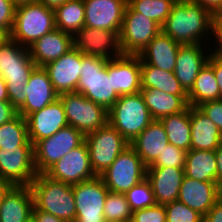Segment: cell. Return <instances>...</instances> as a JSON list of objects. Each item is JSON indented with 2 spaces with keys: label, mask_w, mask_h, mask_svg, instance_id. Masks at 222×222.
Listing matches in <instances>:
<instances>
[{
  "label": "cell",
  "mask_w": 222,
  "mask_h": 222,
  "mask_svg": "<svg viewBox=\"0 0 222 222\" xmlns=\"http://www.w3.org/2000/svg\"><path fill=\"white\" fill-rule=\"evenodd\" d=\"M166 222H203V215L178 200L165 205Z\"/></svg>",
  "instance_id": "f35d334b"
},
{
  "label": "cell",
  "mask_w": 222,
  "mask_h": 222,
  "mask_svg": "<svg viewBox=\"0 0 222 222\" xmlns=\"http://www.w3.org/2000/svg\"><path fill=\"white\" fill-rule=\"evenodd\" d=\"M26 121L29 140L33 145L68 126L64 107L59 98L43 109L30 114Z\"/></svg>",
  "instance_id": "d6986e66"
},
{
  "label": "cell",
  "mask_w": 222,
  "mask_h": 222,
  "mask_svg": "<svg viewBox=\"0 0 222 222\" xmlns=\"http://www.w3.org/2000/svg\"><path fill=\"white\" fill-rule=\"evenodd\" d=\"M36 67L28 48L12 38L0 44V76L6 82L9 102L17 110L25 102V86Z\"/></svg>",
  "instance_id": "7a4b0ae2"
},
{
  "label": "cell",
  "mask_w": 222,
  "mask_h": 222,
  "mask_svg": "<svg viewBox=\"0 0 222 222\" xmlns=\"http://www.w3.org/2000/svg\"><path fill=\"white\" fill-rule=\"evenodd\" d=\"M15 7L26 5L28 3L36 2V0H10Z\"/></svg>",
  "instance_id": "9f6ffc18"
},
{
  "label": "cell",
  "mask_w": 222,
  "mask_h": 222,
  "mask_svg": "<svg viewBox=\"0 0 222 222\" xmlns=\"http://www.w3.org/2000/svg\"><path fill=\"white\" fill-rule=\"evenodd\" d=\"M18 115L17 109L9 102H0V126Z\"/></svg>",
  "instance_id": "ee69618b"
},
{
  "label": "cell",
  "mask_w": 222,
  "mask_h": 222,
  "mask_svg": "<svg viewBox=\"0 0 222 222\" xmlns=\"http://www.w3.org/2000/svg\"><path fill=\"white\" fill-rule=\"evenodd\" d=\"M108 118L129 144L153 121L141 92L120 96L108 110Z\"/></svg>",
  "instance_id": "5b68a950"
},
{
  "label": "cell",
  "mask_w": 222,
  "mask_h": 222,
  "mask_svg": "<svg viewBox=\"0 0 222 222\" xmlns=\"http://www.w3.org/2000/svg\"><path fill=\"white\" fill-rule=\"evenodd\" d=\"M167 134L160 120H153L131 143L143 163L148 167L168 145Z\"/></svg>",
  "instance_id": "4316f807"
},
{
  "label": "cell",
  "mask_w": 222,
  "mask_h": 222,
  "mask_svg": "<svg viewBox=\"0 0 222 222\" xmlns=\"http://www.w3.org/2000/svg\"><path fill=\"white\" fill-rule=\"evenodd\" d=\"M191 149L215 151L222 143L219 128L197 107L190 106Z\"/></svg>",
  "instance_id": "83f0119b"
},
{
  "label": "cell",
  "mask_w": 222,
  "mask_h": 222,
  "mask_svg": "<svg viewBox=\"0 0 222 222\" xmlns=\"http://www.w3.org/2000/svg\"><path fill=\"white\" fill-rule=\"evenodd\" d=\"M22 145H33L29 140L27 121L18 114L9 122L0 126V149L18 148Z\"/></svg>",
  "instance_id": "e575fe53"
},
{
  "label": "cell",
  "mask_w": 222,
  "mask_h": 222,
  "mask_svg": "<svg viewBox=\"0 0 222 222\" xmlns=\"http://www.w3.org/2000/svg\"><path fill=\"white\" fill-rule=\"evenodd\" d=\"M141 94L153 120L185 111L188 95H173L154 88H141Z\"/></svg>",
  "instance_id": "f1b7e54d"
},
{
  "label": "cell",
  "mask_w": 222,
  "mask_h": 222,
  "mask_svg": "<svg viewBox=\"0 0 222 222\" xmlns=\"http://www.w3.org/2000/svg\"><path fill=\"white\" fill-rule=\"evenodd\" d=\"M203 44L181 45L176 58L174 74L188 93L194 85L200 70L208 62L210 54L204 53Z\"/></svg>",
  "instance_id": "cb8c5ba5"
},
{
  "label": "cell",
  "mask_w": 222,
  "mask_h": 222,
  "mask_svg": "<svg viewBox=\"0 0 222 222\" xmlns=\"http://www.w3.org/2000/svg\"><path fill=\"white\" fill-rule=\"evenodd\" d=\"M161 30L157 22L127 4L119 33L123 55H139Z\"/></svg>",
  "instance_id": "8fae6325"
},
{
  "label": "cell",
  "mask_w": 222,
  "mask_h": 222,
  "mask_svg": "<svg viewBox=\"0 0 222 222\" xmlns=\"http://www.w3.org/2000/svg\"><path fill=\"white\" fill-rule=\"evenodd\" d=\"M187 151L172 144H168L158 158L148 167H176L185 168Z\"/></svg>",
  "instance_id": "ab89813d"
},
{
  "label": "cell",
  "mask_w": 222,
  "mask_h": 222,
  "mask_svg": "<svg viewBox=\"0 0 222 222\" xmlns=\"http://www.w3.org/2000/svg\"><path fill=\"white\" fill-rule=\"evenodd\" d=\"M213 37L215 39V45H217V49L215 48L214 51L211 50L212 54L222 57V20H213Z\"/></svg>",
  "instance_id": "bcb514c9"
},
{
  "label": "cell",
  "mask_w": 222,
  "mask_h": 222,
  "mask_svg": "<svg viewBox=\"0 0 222 222\" xmlns=\"http://www.w3.org/2000/svg\"><path fill=\"white\" fill-rule=\"evenodd\" d=\"M222 197L216 182H205L184 177L178 201L205 216Z\"/></svg>",
  "instance_id": "7402d4cb"
},
{
  "label": "cell",
  "mask_w": 222,
  "mask_h": 222,
  "mask_svg": "<svg viewBox=\"0 0 222 222\" xmlns=\"http://www.w3.org/2000/svg\"><path fill=\"white\" fill-rule=\"evenodd\" d=\"M222 133V99L208 101L197 107Z\"/></svg>",
  "instance_id": "b9f144b4"
},
{
  "label": "cell",
  "mask_w": 222,
  "mask_h": 222,
  "mask_svg": "<svg viewBox=\"0 0 222 222\" xmlns=\"http://www.w3.org/2000/svg\"><path fill=\"white\" fill-rule=\"evenodd\" d=\"M29 186L33 195V210H42L67 222H75L76 203L72 185L41 173Z\"/></svg>",
  "instance_id": "3957f363"
},
{
  "label": "cell",
  "mask_w": 222,
  "mask_h": 222,
  "mask_svg": "<svg viewBox=\"0 0 222 222\" xmlns=\"http://www.w3.org/2000/svg\"><path fill=\"white\" fill-rule=\"evenodd\" d=\"M134 222H166L165 205L155 204L132 212Z\"/></svg>",
  "instance_id": "60d3db41"
},
{
  "label": "cell",
  "mask_w": 222,
  "mask_h": 222,
  "mask_svg": "<svg viewBox=\"0 0 222 222\" xmlns=\"http://www.w3.org/2000/svg\"><path fill=\"white\" fill-rule=\"evenodd\" d=\"M107 59L82 54L77 92L109 110L119 99L113 90L112 76H108Z\"/></svg>",
  "instance_id": "277c9868"
},
{
  "label": "cell",
  "mask_w": 222,
  "mask_h": 222,
  "mask_svg": "<svg viewBox=\"0 0 222 222\" xmlns=\"http://www.w3.org/2000/svg\"><path fill=\"white\" fill-rule=\"evenodd\" d=\"M81 62L82 53L78 49L72 48L59 59L43 66L48 72L53 88L58 95L77 92Z\"/></svg>",
  "instance_id": "e0dca14e"
},
{
  "label": "cell",
  "mask_w": 222,
  "mask_h": 222,
  "mask_svg": "<svg viewBox=\"0 0 222 222\" xmlns=\"http://www.w3.org/2000/svg\"><path fill=\"white\" fill-rule=\"evenodd\" d=\"M26 222H36L35 220H34V218L33 217H31L29 220H27Z\"/></svg>",
  "instance_id": "680465c9"
},
{
  "label": "cell",
  "mask_w": 222,
  "mask_h": 222,
  "mask_svg": "<svg viewBox=\"0 0 222 222\" xmlns=\"http://www.w3.org/2000/svg\"><path fill=\"white\" fill-rule=\"evenodd\" d=\"M85 27L120 33L127 0H83Z\"/></svg>",
  "instance_id": "2e32d148"
},
{
  "label": "cell",
  "mask_w": 222,
  "mask_h": 222,
  "mask_svg": "<svg viewBox=\"0 0 222 222\" xmlns=\"http://www.w3.org/2000/svg\"><path fill=\"white\" fill-rule=\"evenodd\" d=\"M24 92L27 94L24 104L17 110L25 119L58 99L48 72L43 67H36L26 83Z\"/></svg>",
  "instance_id": "ffe728a7"
},
{
  "label": "cell",
  "mask_w": 222,
  "mask_h": 222,
  "mask_svg": "<svg viewBox=\"0 0 222 222\" xmlns=\"http://www.w3.org/2000/svg\"><path fill=\"white\" fill-rule=\"evenodd\" d=\"M212 30L213 14L192 0H177L162 26L165 34L182 45L202 44Z\"/></svg>",
  "instance_id": "6da1fadb"
},
{
  "label": "cell",
  "mask_w": 222,
  "mask_h": 222,
  "mask_svg": "<svg viewBox=\"0 0 222 222\" xmlns=\"http://www.w3.org/2000/svg\"><path fill=\"white\" fill-rule=\"evenodd\" d=\"M207 63L213 68L217 79V84L220 87V95L222 99V57L210 53Z\"/></svg>",
  "instance_id": "f6af8a7d"
},
{
  "label": "cell",
  "mask_w": 222,
  "mask_h": 222,
  "mask_svg": "<svg viewBox=\"0 0 222 222\" xmlns=\"http://www.w3.org/2000/svg\"><path fill=\"white\" fill-rule=\"evenodd\" d=\"M192 1L199 3L202 7L209 10L212 14H214L222 4V0H192Z\"/></svg>",
  "instance_id": "f907efd6"
},
{
  "label": "cell",
  "mask_w": 222,
  "mask_h": 222,
  "mask_svg": "<svg viewBox=\"0 0 222 222\" xmlns=\"http://www.w3.org/2000/svg\"><path fill=\"white\" fill-rule=\"evenodd\" d=\"M84 141L85 136L69 125L61 128L51 137L37 141L33 145L34 166L37 173H45L58 160Z\"/></svg>",
  "instance_id": "30bf717a"
},
{
  "label": "cell",
  "mask_w": 222,
  "mask_h": 222,
  "mask_svg": "<svg viewBox=\"0 0 222 222\" xmlns=\"http://www.w3.org/2000/svg\"><path fill=\"white\" fill-rule=\"evenodd\" d=\"M147 166L129 145L99 177L110 192L126 193L146 178Z\"/></svg>",
  "instance_id": "ba28073f"
},
{
  "label": "cell",
  "mask_w": 222,
  "mask_h": 222,
  "mask_svg": "<svg viewBox=\"0 0 222 222\" xmlns=\"http://www.w3.org/2000/svg\"><path fill=\"white\" fill-rule=\"evenodd\" d=\"M69 0H36V2L45 5L47 8L55 10Z\"/></svg>",
  "instance_id": "816d5d0a"
},
{
  "label": "cell",
  "mask_w": 222,
  "mask_h": 222,
  "mask_svg": "<svg viewBox=\"0 0 222 222\" xmlns=\"http://www.w3.org/2000/svg\"><path fill=\"white\" fill-rule=\"evenodd\" d=\"M184 177V168L147 167L146 179L150 182L156 204L176 201Z\"/></svg>",
  "instance_id": "44dd1931"
},
{
  "label": "cell",
  "mask_w": 222,
  "mask_h": 222,
  "mask_svg": "<svg viewBox=\"0 0 222 222\" xmlns=\"http://www.w3.org/2000/svg\"><path fill=\"white\" fill-rule=\"evenodd\" d=\"M181 45L161 30L138 56L146 64L174 72Z\"/></svg>",
  "instance_id": "484cf974"
},
{
  "label": "cell",
  "mask_w": 222,
  "mask_h": 222,
  "mask_svg": "<svg viewBox=\"0 0 222 222\" xmlns=\"http://www.w3.org/2000/svg\"><path fill=\"white\" fill-rule=\"evenodd\" d=\"M12 187V185L2 179H0V203L4 197V195L7 193V191Z\"/></svg>",
  "instance_id": "db71d44e"
},
{
  "label": "cell",
  "mask_w": 222,
  "mask_h": 222,
  "mask_svg": "<svg viewBox=\"0 0 222 222\" xmlns=\"http://www.w3.org/2000/svg\"><path fill=\"white\" fill-rule=\"evenodd\" d=\"M219 99H221L220 87L215 73L213 68L206 63L188 92V104L191 107H198L202 103Z\"/></svg>",
  "instance_id": "1f68e13d"
},
{
  "label": "cell",
  "mask_w": 222,
  "mask_h": 222,
  "mask_svg": "<svg viewBox=\"0 0 222 222\" xmlns=\"http://www.w3.org/2000/svg\"><path fill=\"white\" fill-rule=\"evenodd\" d=\"M9 101L5 80L0 76V102Z\"/></svg>",
  "instance_id": "f5cc1de1"
},
{
  "label": "cell",
  "mask_w": 222,
  "mask_h": 222,
  "mask_svg": "<svg viewBox=\"0 0 222 222\" xmlns=\"http://www.w3.org/2000/svg\"><path fill=\"white\" fill-rule=\"evenodd\" d=\"M185 176L205 182H216L215 151L190 149L186 154Z\"/></svg>",
  "instance_id": "f546056e"
},
{
  "label": "cell",
  "mask_w": 222,
  "mask_h": 222,
  "mask_svg": "<svg viewBox=\"0 0 222 222\" xmlns=\"http://www.w3.org/2000/svg\"><path fill=\"white\" fill-rule=\"evenodd\" d=\"M215 156L217 160V176H216V184L218 186V190L222 195V143L215 150Z\"/></svg>",
  "instance_id": "681fc988"
},
{
  "label": "cell",
  "mask_w": 222,
  "mask_h": 222,
  "mask_svg": "<svg viewBox=\"0 0 222 222\" xmlns=\"http://www.w3.org/2000/svg\"><path fill=\"white\" fill-rule=\"evenodd\" d=\"M108 76H112L113 90L119 95L141 91V59L138 55H121L107 61Z\"/></svg>",
  "instance_id": "ac0fdd59"
},
{
  "label": "cell",
  "mask_w": 222,
  "mask_h": 222,
  "mask_svg": "<svg viewBox=\"0 0 222 222\" xmlns=\"http://www.w3.org/2000/svg\"><path fill=\"white\" fill-rule=\"evenodd\" d=\"M74 48L73 36L58 28L45 34L28 47L30 57L37 67L59 59Z\"/></svg>",
  "instance_id": "603a6c76"
},
{
  "label": "cell",
  "mask_w": 222,
  "mask_h": 222,
  "mask_svg": "<svg viewBox=\"0 0 222 222\" xmlns=\"http://www.w3.org/2000/svg\"><path fill=\"white\" fill-rule=\"evenodd\" d=\"M58 98L63 104L68 125L79 130L84 136L108 123V110L83 94L69 92L59 95Z\"/></svg>",
  "instance_id": "52a82bcc"
},
{
  "label": "cell",
  "mask_w": 222,
  "mask_h": 222,
  "mask_svg": "<svg viewBox=\"0 0 222 222\" xmlns=\"http://www.w3.org/2000/svg\"><path fill=\"white\" fill-rule=\"evenodd\" d=\"M32 217L36 222H67L42 210H33Z\"/></svg>",
  "instance_id": "c3c4849f"
},
{
  "label": "cell",
  "mask_w": 222,
  "mask_h": 222,
  "mask_svg": "<svg viewBox=\"0 0 222 222\" xmlns=\"http://www.w3.org/2000/svg\"><path fill=\"white\" fill-rule=\"evenodd\" d=\"M45 174L70 185L88 181L97 176L93 172L85 141L58 160Z\"/></svg>",
  "instance_id": "5bb4252c"
},
{
  "label": "cell",
  "mask_w": 222,
  "mask_h": 222,
  "mask_svg": "<svg viewBox=\"0 0 222 222\" xmlns=\"http://www.w3.org/2000/svg\"><path fill=\"white\" fill-rule=\"evenodd\" d=\"M213 20H222V4L213 14Z\"/></svg>",
  "instance_id": "6f0895ef"
},
{
  "label": "cell",
  "mask_w": 222,
  "mask_h": 222,
  "mask_svg": "<svg viewBox=\"0 0 222 222\" xmlns=\"http://www.w3.org/2000/svg\"><path fill=\"white\" fill-rule=\"evenodd\" d=\"M93 172L99 176L115 161L130 144L108 122L95 132L85 136Z\"/></svg>",
  "instance_id": "9c48e42d"
},
{
  "label": "cell",
  "mask_w": 222,
  "mask_h": 222,
  "mask_svg": "<svg viewBox=\"0 0 222 222\" xmlns=\"http://www.w3.org/2000/svg\"><path fill=\"white\" fill-rule=\"evenodd\" d=\"M125 195L132 212L156 204L150 182L146 178L134 185Z\"/></svg>",
  "instance_id": "74e56055"
},
{
  "label": "cell",
  "mask_w": 222,
  "mask_h": 222,
  "mask_svg": "<svg viewBox=\"0 0 222 222\" xmlns=\"http://www.w3.org/2000/svg\"><path fill=\"white\" fill-rule=\"evenodd\" d=\"M10 38V33L0 26V44L4 43L7 39Z\"/></svg>",
  "instance_id": "11a10c76"
},
{
  "label": "cell",
  "mask_w": 222,
  "mask_h": 222,
  "mask_svg": "<svg viewBox=\"0 0 222 222\" xmlns=\"http://www.w3.org/2000/svg\"><path fill=\"white\" fill-rule=\"evenodd\" d=\"M55 28L72 36L84 27L83 0H69L54 10Z\"/></svg>",
  "instance_id": "836d02e7"
},
{
  "label": "cell",
  "mask_w": 222,
  "mask_h": 222,
  "mask_svg": "<svg viewBox=\"0 0 222 222\" xmlns=\"http://www.w3.org/2000/svg\"><path fill=\"white\" fill-rule=\"evenodd\" d=\"M203 222H222V197L203 217Z\"/></svg>",
  "instance_id": "7dc6e473"
},
{
  "label": "cell",
  "mask_w": 222,
  "mask_h": 222,
  "mask_svg": "<svg viewBox=\"0 0 222 222\" xmlns=\"http://www.w3.org/2000/svg\"><path fill=\"white\" fill-rule=\"evenodd\" d=\"M141 88H154L173 95H188L174 72L164 71L141 60Z\"/></svg>",
  "instance_id": "4dcf8cb0"
},
{
  "label": "cell",
  "mask_w": 222,
  "mask_h": 222,
  "mask_svg": "<svg viewBox=\"0 0 222 222\" xmlns=\"http://www.w3.org/2000/svg\"><path fill=\"white\" fill-rule=\"evenodd\" d=\"M160 121L168 143L188 152L191 149L190 106L185 111L165 116Z\"/></svg>",
  "instance_id": "d6a6232c"
},
{
  "label": "cell",
  "mask_w": 222,
  "mask_h": 222,
  "mask_svg": "<svg viewBox=\"0 0 222 222\" xmlns=\"http://www.w3.org/2000/svg\"><path fill=\"white\" fill-rule=\"evenodd\" d=\"M55 29L54 10L33 2L15 8L10 38L28 48L39 38Z\"/></svg>",
  "instance_id": "8992f818"
},
{
  "label": "cell",
  "mask_w": 222,
  "mask_h": 222,
  "mask_svg": "<svg viewBox=\"0 0 222 222\" xmlns=\"http://www.w3.org/2000/svg\"><path fill=\"white\" fill-rule=\"evenodd\" d=\"M15 8L10 0H0V26L9 33L14 24Z\"/></svg>",
  "instance_id": "7bdbcfd3"
},
{
  "label": "cell",
  "mask_w": 222,
  "mask_h": 222,
  "mask_svg": "<svg viewBox=\"0 0 222 222\" xmlns=\"http://www.w3.org/2000/svg\"><path fill=\"white\" fill-rule=\"evenodd\" d=\"M37 174L33 145L0 149V179L12 186H29Z\"/></svg>",
  "instance_id": "4fadbf2b"
},
{
  "label": "cell",
  "mask_w": 222,
  "mask_h": 222,
  "mask_svg": "<svg viewBox=\"0 0 222 222\" xmlns=\"http://www.w3.org/2000/svg\"><path fill=\"white\" fill-rule=\"evenodd\" d=\"M33 208L30 186H12L0 203V222H26Z\"/></svg>",
  "instance_id": "d4e9b609"
},
{
  "label": "cell",
  "mask_w": 222,
  "mask_h": 222,
  "mask_svg": "<svg viewBox=\"0 0 222 222\" xmlns=\"http://www.w3.org/2000/svg\"><path fill=\"white\" fill-rule=\"evenodd\" d=\"M177 0H127L135 11L157 22L161 27L170 14L172 5Z\"/></svg>",
  "instance_id": "d590c367"
},
{
  "label": "cell",
  "mask_w": 222,
  "mask_h": 222,
  "mask_svg": "<svg viewBox=\"0 0 222 222\" xmlns=\"http://www.w3.org/2000/svg\"><path fill=\"white\" fill-rule=\"evenodd\" d=\"M73 43L74 48L84 55L99 56L107 60L123 55L119 34L114 31L84 26L73 35Z\"/></svg>",
  "instance_id": "9a60e30c"
},
{
  "label": "cell",
  "mask_w": 222,
  "mask_h": 222,
  "mask_svg": "<svg viewBox=\"0 0 222 222\" xmlns=\"http://www.w3.org/2000/svg\"><path fill=\"white\" fill-rule=\"evenodd\" d=\"M72 191L76 203L75 222H106L104 203L109 190L99 176L72 185Z\"/></svg>",
  "instance_id": "7c38bea8"
},
{
  "label": "cell",
  "mask_w": 222,
  "mask_h": 222,
  "mask_svg": "<svg viewBox=\"0 0 222 222\" xmlns=\"http://www.w3.org/2000/svg\"><path fill=\"white\" fill-rule=\"evenodd\" d=\"M106 222H127L132 219V211L125 193L108 192L104 203Z\"/></svg>",
  "instance_id": "8d00e7d4"
}]
</instances>
